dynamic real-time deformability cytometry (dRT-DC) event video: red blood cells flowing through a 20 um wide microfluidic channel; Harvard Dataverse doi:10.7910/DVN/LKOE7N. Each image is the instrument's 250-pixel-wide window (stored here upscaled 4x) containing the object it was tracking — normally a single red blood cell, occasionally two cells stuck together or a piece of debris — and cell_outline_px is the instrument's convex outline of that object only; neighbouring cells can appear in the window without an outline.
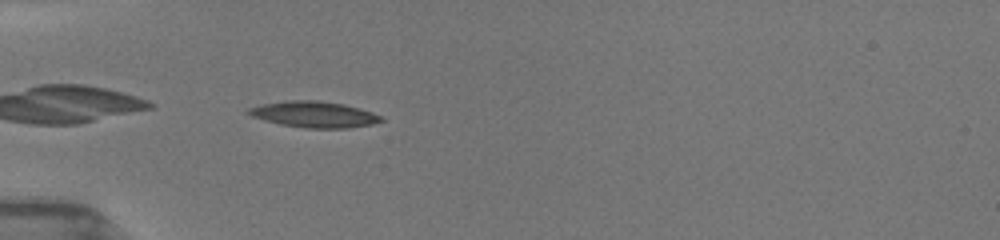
{"species": "common noctule bat (a hibernating species)", "species_latin": "Nyctalus noctula", "temperature_condition": "room temperature", "stored_images_in_passage": 51, "camera_frame_rate_fps": 3000, "um_per_image_px": 0.085, "animal": {"sex": "female", "body_mass_g": 19.5, "forearm_length_mm": 54.1}, "frame": {"image": 1, "passage_image": 12, "time_ms": 5.0, "image_size_px": [1000, 240], "cell_outline_px": [[384, 120], [372, 124], [348, 128], [304, 128], [280, 124], [264, 120], [252, 116], [248, 112], [248, 108], [260, 104], [284, 100], [316, 100], [344, 104], [360, 108], [372, 112], [380, 116]], "centroid_in_image_um": [26.68, 9.72], "position_along_channel_um": 58.3, "area_um2": 20.17}}
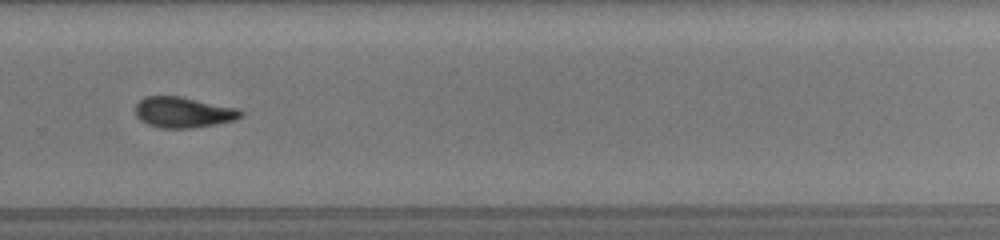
{"frame": {"image": 2, "passage_image": 27, "time_ms": 11.667, "image_size_px": [1000, 240], "cell_outline_px": [[244, 112], [236, 120], [216, 124], [192, 128], [160, 128], [148, 124], [140, 120], [136, 116], [136, 104], [144, 96], [180, 96], [240, 108]], "centroid_in_image_um": [15.6, 9.54], "position_along_channel_um": 314.2, "area_um2": 19.02}}
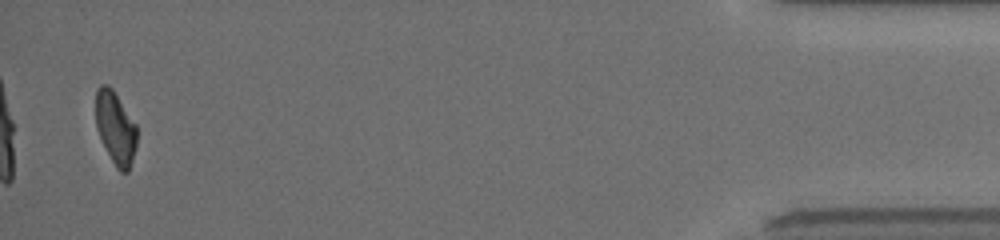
{"frame": {"image": 3, "passage_image": 50, "time_ms": 16.333, "image_size_px": [1000, 240], "cell_outline_px": [[136, 148], [128, 172], [120, 172], [116, 168], [96, 128], [96, 88], [100, 84], [108, 84], [112, 88], [136, 124]], "centroid_in_image_um": [9.81, 10.84], "position_along_channel_um": 425.4, "area_um2": 17.28}, "authors_computed_cell_mechanics": {"area_um2": 19.0162, "velocity_mm_per_s": 3.993, "shape_relaxation_time_tau1_ms": 5.5199, "shape_relaxation_time_tau2_ms": null, "deformation_change_tau1": 0.1785, "deformation_change_tau2": null}}